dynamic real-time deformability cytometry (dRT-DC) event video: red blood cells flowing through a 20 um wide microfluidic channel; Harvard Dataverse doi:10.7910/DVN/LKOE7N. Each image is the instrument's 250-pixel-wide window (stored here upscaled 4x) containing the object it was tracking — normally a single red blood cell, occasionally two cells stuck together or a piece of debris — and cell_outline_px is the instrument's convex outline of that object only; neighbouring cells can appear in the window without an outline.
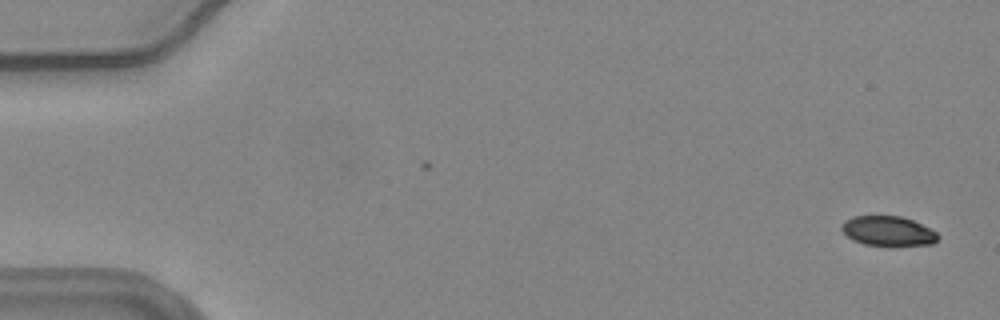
{"species": "common noctule bat (a hibernating species)", "species_latin": "Nyctalus noctula", "temperature_condition": "warm", "stored_images_in_passage": 9, "camera_frame_rate_fps": 3000, "um_per_image_px": 0.085, "animal": {"sex": "female", "body_mass_g": 24.6, "forearm_length_mm": 56.2}, "frame": {"image": 1, "passage_image": 2, "time_ms": 0.333, "image_size_px": [1000, 320], "cell_outline_px": [[940, 236], [932, 244], [896, 248], [888, 248], [864, 244], [852, 240], [840, 228], [840, 224], [844, 220], [852, 216], [900, 216], [912, 220], [936, 232]], "centroid_in_image_um": [75.47, 19.69], "position_along_channel_um": 9.5, "area_um2": 17.34}}